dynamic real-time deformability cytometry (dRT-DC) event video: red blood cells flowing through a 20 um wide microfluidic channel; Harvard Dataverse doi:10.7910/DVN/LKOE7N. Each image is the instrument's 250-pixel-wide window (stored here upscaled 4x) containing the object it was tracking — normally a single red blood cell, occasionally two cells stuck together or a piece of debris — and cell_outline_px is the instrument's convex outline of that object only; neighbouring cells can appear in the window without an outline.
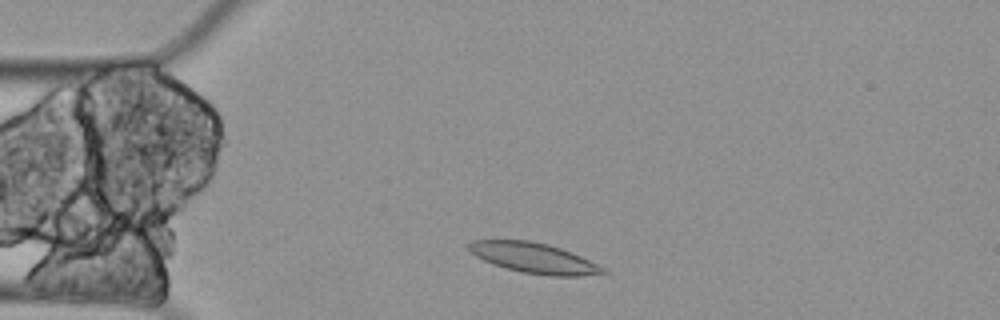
{"species": "Egyptian fruit bat (a non-hibernating species)", "species_latin": "Rousettus aegyptiacus", "temperature_condition": "cold", "stored_images_in_passage": 2, "camera_frame_rate_fps": 3000, "um_per_image_px": 0.085, "animal": {"sex": "female"}, "frame": {"image": 1, "passage_image": 2, "time_ms": 0.333, "image_size_px": [1000, 320], "cell_outline_px": [[608, 272], [580, 276], [548, 276], [520, 272], [484, 260], [476, 256], [468, 248], [468, 244], [472, 240], [528, 240], [548, 244], [560, 248], [580, 256], [604, 268]], "centroid_in_image_um": [45.37, 21.93], "position_along_channel_um": 39.6, "area_um2": 23.29}}